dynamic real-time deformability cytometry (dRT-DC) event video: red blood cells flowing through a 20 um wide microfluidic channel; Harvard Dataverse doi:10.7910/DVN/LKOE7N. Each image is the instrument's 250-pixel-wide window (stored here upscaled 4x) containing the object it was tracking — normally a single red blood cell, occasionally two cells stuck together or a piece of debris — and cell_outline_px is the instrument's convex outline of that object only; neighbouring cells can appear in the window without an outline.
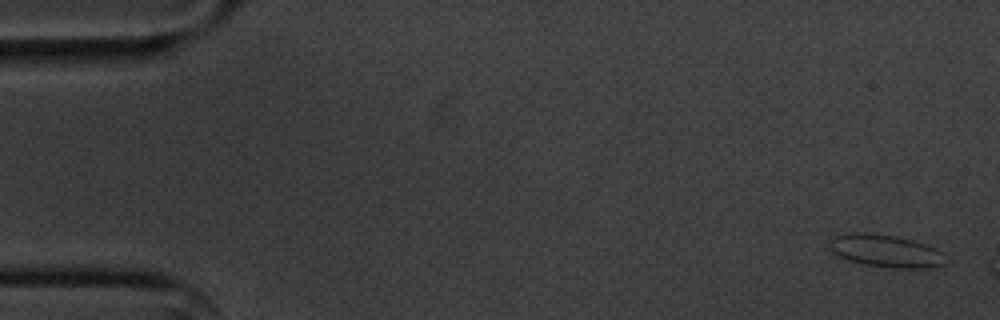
{"species": "common noctule bat (a hibernating species)", "species_latin": "Nyctalus noctula", "temperature_condition": "cold", "stored_images_in_passage": 6, "camera_frame_rate_fps": 3000, "um_per_image_px": 0.085, "animal": {"sex": "male", "body_mass_g": 20.1, "forearm_length_mm": 53.5}, "frame": {"image": 1, "passage_image": 1, "time_ms": 0.0, "image_size_px": [1000, 320], "cell_outline_px": [[952, 260], [944, 264], [928, 268], [892, 268], [864, 264], [832, 256], [828, 252], [828, 240], [836, 236], [852, 232], [872, 232], [896, 236], [912, 240], [936, 248], [944, 252]], "centroid_in_image_um": [75.27, 21.33], "position_along_channel_um": 9.7, "area_um2": 22.89}}